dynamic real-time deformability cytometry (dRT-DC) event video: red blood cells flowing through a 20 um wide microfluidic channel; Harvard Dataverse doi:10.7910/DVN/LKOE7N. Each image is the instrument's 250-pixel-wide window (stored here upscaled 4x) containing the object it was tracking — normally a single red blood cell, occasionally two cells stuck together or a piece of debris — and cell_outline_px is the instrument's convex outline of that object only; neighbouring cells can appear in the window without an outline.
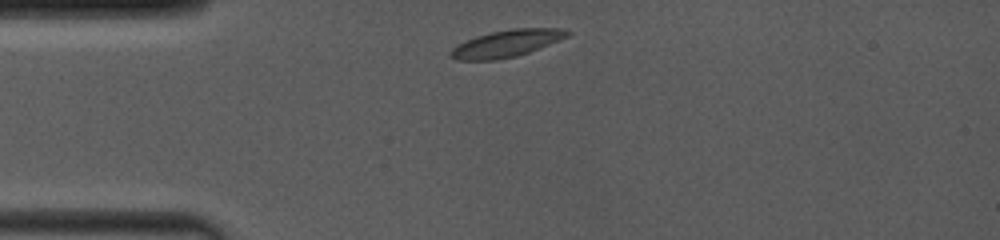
{"species": "common noctule bat (a hibernating species)", "species_latin": "Nyctalus noctula", "temperature_condition": "room temperature", "stored_images_in_passage": 18, "camera_frame_rate_fps": 4000, "um_per_image_px": 0.085, "animal": {"sex": "female", "body_mass_g": 19.0, "forearm_length_mm": 53.3}, "frame": {"image": 1, "passage_image": 1, "time_ms": 0.0, "image_size_px": [1000, 240], "cell_outline_px": [[572, 32], [568, 36], [560, 40], [528, 52], [516, 56], [496, 60], [456, 60], [448, 52], [452, 48], [476, 36], [488, 32], [512, 28], [560, 28]], "centroid_in_image_um": [43.07, 3.68], "position_along_channel_um": 41.9, "area_um2": 18.26}}
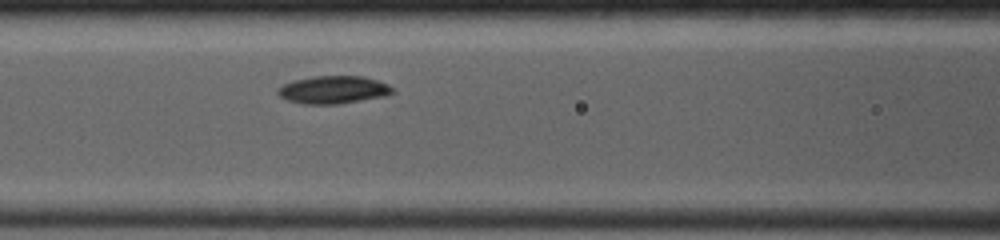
{"frame": {"image": 2, "passage_image": 8, "time_ms": 3.0, "image_size_px": [1000, 240], "cell_outline_px": [[396, 92], [384, 96], [340, 104], [304, 104], [288, 100], [280, 96], [276, 92], [284, 84], [296, 80], [316, 76], [364, 76], [388, 84]], "centroid_in_image_um": [28.37, 7.63], "position_along_channel_um": 138.2, "area_um2": 18.38}}
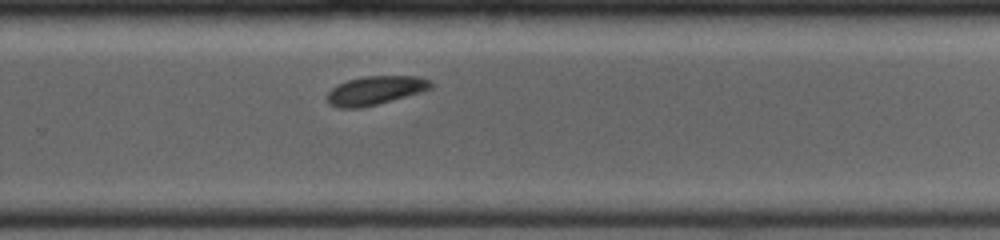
{"frame": {"image": 3, "passage_image": 18, "time_ms": 7.0, "image_size_px": [1000, 240], "cell_outline_px": [[432, 88], [424, 92], [360, 108], [336, 108], [328, 104], [328, 92], [332, 88], [348, 80], [364, 76], [420, 76], [432, 80]], "centroid_in_image_um": [31.95, 7.68], "position_along_channel_um": 297.9, "area_um2": 17.46}}